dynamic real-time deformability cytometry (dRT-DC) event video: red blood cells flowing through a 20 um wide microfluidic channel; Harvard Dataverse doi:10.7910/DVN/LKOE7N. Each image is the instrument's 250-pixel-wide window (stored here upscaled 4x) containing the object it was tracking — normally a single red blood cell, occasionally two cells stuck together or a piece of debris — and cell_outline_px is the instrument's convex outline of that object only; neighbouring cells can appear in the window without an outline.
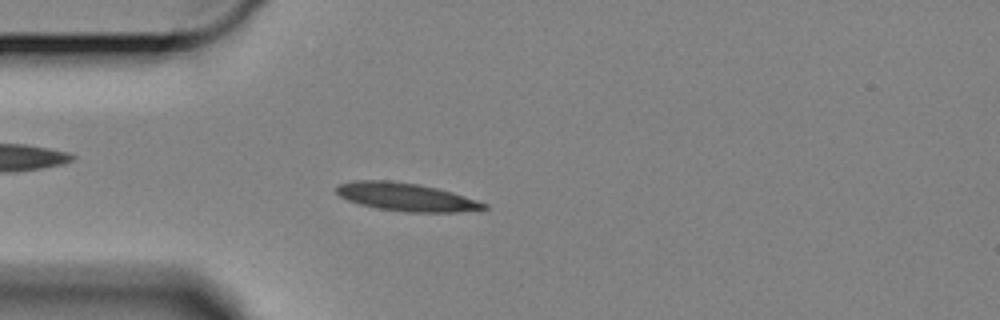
{"species": "Egyptian fruit bat (a non-hibernating species)", "species_latin": "Rousettus aegyptiacus", "temperature_condition": "cold", "stored_images_in_passage": 43, "camera_frame_rate_fps": 3000, "um_per_image_px": 0.085, "animal": {"sex": "female"}, "frame": {"image": 1, "passage_image": 12, "time_ms": 3.667, "image_size_px": [1000, 320], "cell_outline_px": [[488, 208], [460, 212], [404, 212], [376, 208], [360, 204], [348, 200], [340, 196], [336, 192], [336, 184], [356, 180], [388, 180], [420, 184], [452, 192], [488, 204]], "centroid_in_image_um": [34.49, 16.74], "position_along_channel_um": 50.5, "area_um2": 24.16}}
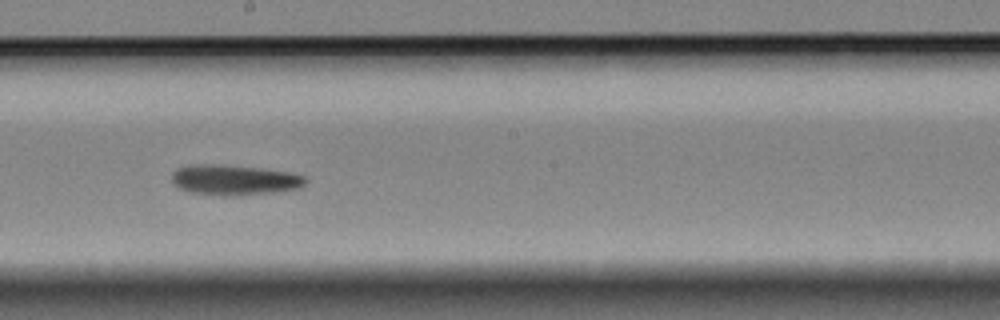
{"frame": {"image": 2, "passage_image": 29, "time_ms": 9.333, "image_size_px": [1000, 320], "cell_outline_px": [[308, 180], [300, 188], [272, 192], [232, 196], [224, 196], [188, 192], [180, 188], [172, 180], [172, 172], [176, 168], [192, 164], [216, 164], [256, 168], [288, 172], [304, 176]], "centroid_in_image_um": [19.88, 15.29], "position_along_channel_um": 228.3, "area_um2": 23.47}}
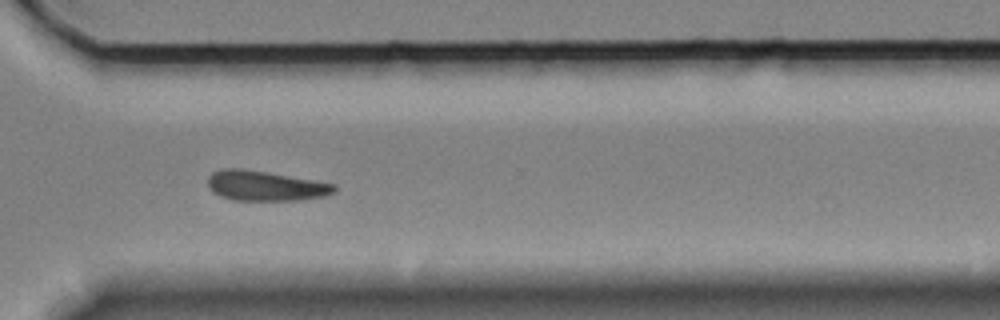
{"frame": {"image": 3, "passage_image": 40, "time_ms": 13.0, "image_size_px": [1000, 320], "cell_outline_px": [[336, 192], [324, 196], [300, 200], [232, 200], [220, 196], [212, 192], [208, 188], [208, 176], [212, 172], [220, 168], [244, 168], [268, 172], [336, 184]], "centroid_in_image_um": [22.52, 15.78], "position_along_channel_um": 348.1, "area_um2": 22.37}, "authors_computed_cell_mechanics": {"area_um2": 22.3686, "velocity_mm_per_s": 3.2687, "shape_relaxation_time_tau1_ms": 7.4654, "shape_relaxation_time_tau2_ms": null, "deformation_change_tau1": 0.1424, "deformation_change_tau2": null}}